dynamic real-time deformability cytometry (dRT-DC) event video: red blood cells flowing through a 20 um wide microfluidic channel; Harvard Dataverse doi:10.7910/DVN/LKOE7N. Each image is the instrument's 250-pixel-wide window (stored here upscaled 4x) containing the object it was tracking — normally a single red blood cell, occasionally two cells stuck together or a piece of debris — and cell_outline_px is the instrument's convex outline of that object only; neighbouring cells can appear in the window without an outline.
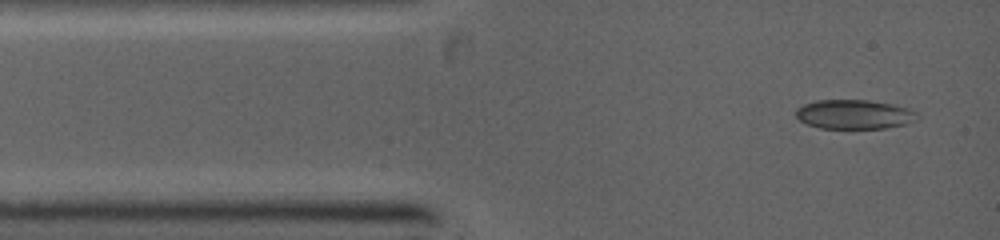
{"species": "common noctule bat (a hibernating species)", "species_latin": "Nyctalus noctula", "temperature_condition": "warm", "stored_images_in_passage": 5, "camera_frame_rate_fps": 5000, "um_per_image_px": 0.085, "animal": {"sex": "female", "body_mass_g": 19.0, "forearm_length_mm": 53.3}, "frame": {"image": 1, "passage_image": 1, "time_ms": 0.0, "image_size_px": [1000, 240], "cell_outline_px": [[916, 112], [904, 124], [884, 128], [820, 128], [808, 124], [800, 120], [796, 116], [796, 108], [804, 104], [816, 100], [868, 100], [892, 104], [908, 108]], "centroid_in_image_um": [72.5, 9.71], "position_along_channel_um": 12.5, "area_um2": 20.17}}
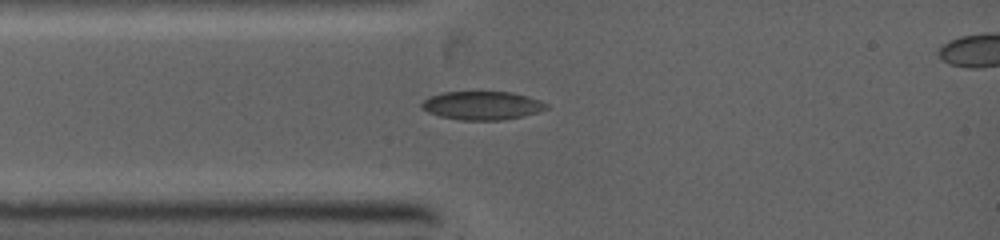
{"frame": {"image": 2, "passage_image": 5, "time_ms": 1.6, "image_size_px": [1000, 240], "cell_outline_px": [[548, 108], [540, 112], [524, 116], [504, 120], [460, 120], [440, 116], [428, 112], [420, 108], [420, 104], [428, 96], [444, 92], [512, 92], [528, 96], [540, 100], [548, 104]], "centroid_in_image_um": [40.99, 8.97], "position_along_channel_um": 44.0, "area_um2": 20.92}}